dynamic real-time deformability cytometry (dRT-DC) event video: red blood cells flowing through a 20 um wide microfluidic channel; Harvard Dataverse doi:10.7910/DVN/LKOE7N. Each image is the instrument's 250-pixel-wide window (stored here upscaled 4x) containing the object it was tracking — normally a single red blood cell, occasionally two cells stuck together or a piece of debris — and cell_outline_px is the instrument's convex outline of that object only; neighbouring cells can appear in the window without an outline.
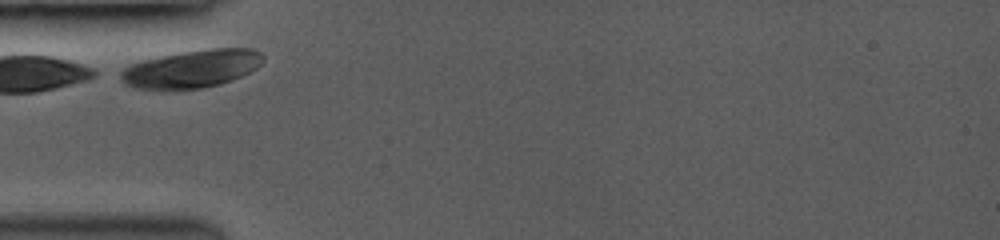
{"species": "common noctule bat (a hibernating species)", "species_latin": "Nyctalus noctula", "temperature_condition": "room temperature", "stored_images_in_passage": 1, "camera_frame_rate_fps": 3000, "um_per_image_px": 0.085, "animal": {"sex": "female", "body_mass_g": 19.0, "forearm_length_mm": 53.3}, "frame": {"image": 1, "passage_image": 1, "time_ms": 0.0, "image_size_px": [1000, 240], "cell_outline_px": [[264, 60], [256, 68], [232, 80], [220, 84], [204, 88], [132, 88], [124, 84], [120, 80], [116, 72], [140, 60], [160, 56], [184, 52], [212, 48], [252, 48], [260, 52], [264, 56]], "centroid_in_image_um": [16.26, 5.84], "position_along_channel_um": 68.7, "area_um2": 31.27}}